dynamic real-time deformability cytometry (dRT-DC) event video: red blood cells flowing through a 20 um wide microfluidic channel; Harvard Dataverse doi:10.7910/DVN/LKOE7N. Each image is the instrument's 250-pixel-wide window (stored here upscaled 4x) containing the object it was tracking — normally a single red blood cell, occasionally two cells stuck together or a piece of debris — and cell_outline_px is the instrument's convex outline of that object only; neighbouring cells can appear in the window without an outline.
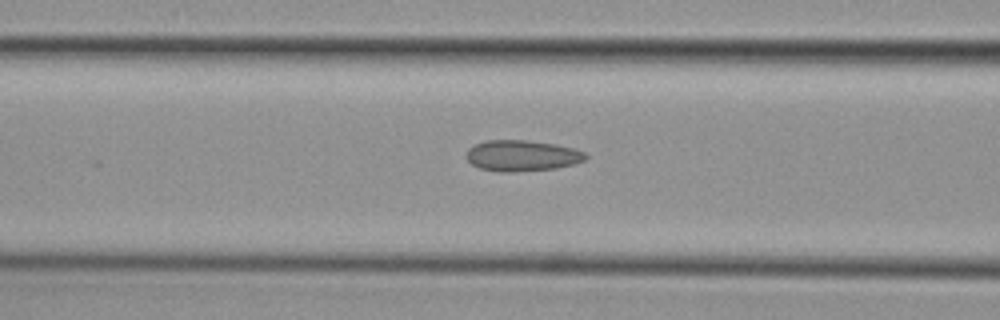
{"species": "common noctule bat (a hibernating species)", "species_latin": "Nyctalus noctula", "temperature_condition": "cold", "stored_images_in_passage": 26, "camera_frame_rate_fps": 3000, "um_per_image_px": 0.085, "animal": {"sex": "female", "body_mass_g": 29.2, "forearm_length_mm": 56.3}, "frame": {"image": 1, "passage_image": 22, "time_ms": 7.0, "image_size_px": [1000, 320], "cell_outline_px": [[588, 156], [584, 160], [572, 164], [556, 168], [512, 172], [500, 172], [480, 168], [472, 164], [468, 160], [468, 148], [476, 144], [488, 140], [528, 140], [556, 144], [572, 148], [584, 152]], "centroid_in_image_um": [44.37, 13.23], "position_along_channel_um": 122.2, "area_um2": 21.33}}
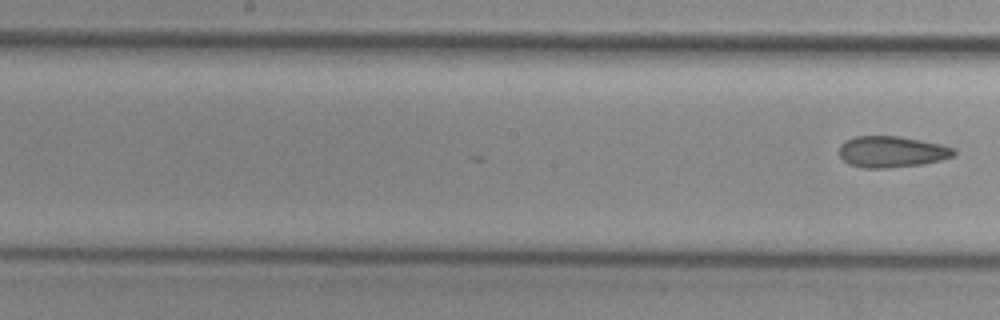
{"frame": {"image": 2, "passage_image": 26, "time_ms": 8.333, "image_size_px": [1000, 320], "cell_outline_px": [[956, 156], [940, 160], [920, 164], [884, 168], [864, 168], [848, 164], [840, 156], [840, 144], [856, 136], [900, 136], [940, 144], [956, 148]], "centroid_in_image_um": [75.82, 12.9], "position_along_channel_um": 172.4, "area_um2": 20.81}}